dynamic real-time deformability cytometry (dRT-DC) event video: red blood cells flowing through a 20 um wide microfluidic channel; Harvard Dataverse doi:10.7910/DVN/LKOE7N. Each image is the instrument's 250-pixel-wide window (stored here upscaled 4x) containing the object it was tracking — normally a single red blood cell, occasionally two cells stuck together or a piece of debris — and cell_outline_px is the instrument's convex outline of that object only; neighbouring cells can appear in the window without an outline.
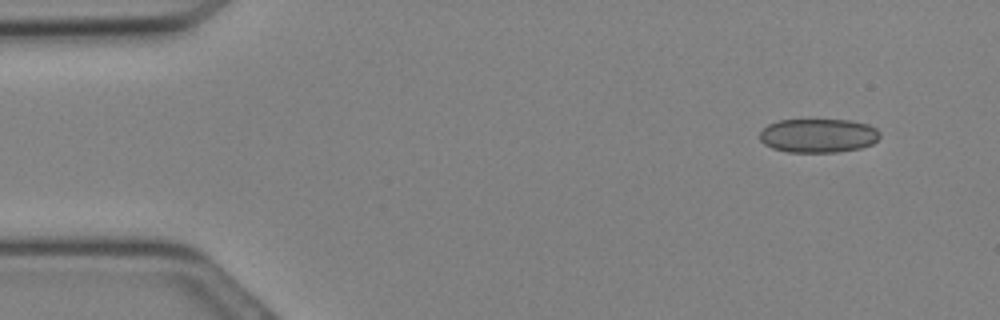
{"species": "Egyptian fruit bat (a non-hibernating species)", "species_latin": "Rousettus aegyptiacus", "temperature_condition": "cold", "stored_images_in_passage": 28, "camera_frame_rate_fps": 3000, "um_per_image_px": 0.085, "animal": {"sex": "female"}, "frame": {"image": 1, "passage_image": 1, "time_ms": 0.0, "image_size_px": [1000, 320], "cell_outline_px": [[880, 136], [872, 144], [860, 148], [836, 152], [788, 152], [772, 148], [764, 144], [760, 140], [760, 132], [768, 124], [780, 120], [852, 120], [868, 124], [876, 128], [880, 132]], "centroid_in_image_um": [69.56, 11.52], "position_along_channel_um": 15.4, "area_um2": 23.81}}
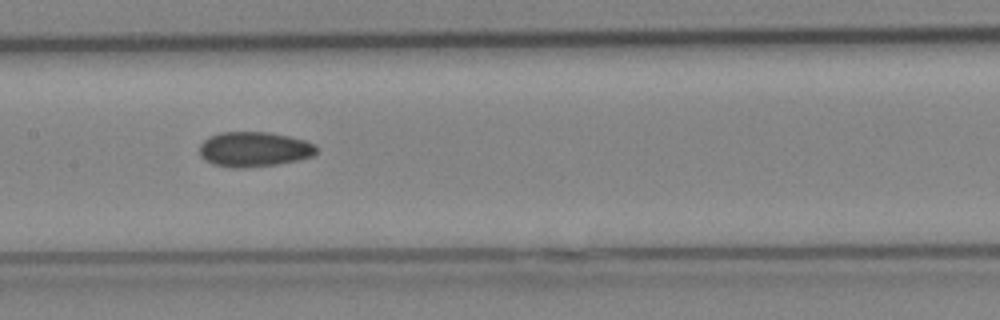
{"frame": {"image": 2, "passage_image": 13, "time_ms": 4.0, "image_size_px": [1000, 320], "cell_outline_px": [[316, 152], [312, 156], [296, 160], [276, 164], [244, 168], [232, 168], [212, 164], [200, 156], [200, 144], [208, 136], [220, 132], [268, 132], [288, 136], [304, 140], [316, 144]], "centroid_in_image_um": [21.56, 12.68], "position_along_channel_um": 185.8, "area_um2": 23.81}}
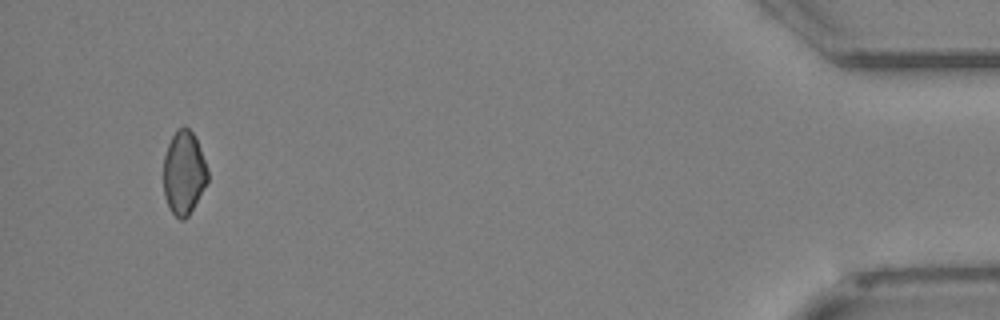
{"frame": {"image": 3, "passage_image": 27, "time_ms": 8.667, "image_size_px": [1000, 320], "cell_outline_px": [[208, 180], [188, 216], [184, 220], [180, 220], [172, 212], [164, 196], [164, 156], [168, 144], [176, 128], [184, 124], [196, 136], [208, 168]], "centroid_in_image_um": [15.63, 14.63], "position_along_channel_um": 419.6, "area_um2": 21.62}}